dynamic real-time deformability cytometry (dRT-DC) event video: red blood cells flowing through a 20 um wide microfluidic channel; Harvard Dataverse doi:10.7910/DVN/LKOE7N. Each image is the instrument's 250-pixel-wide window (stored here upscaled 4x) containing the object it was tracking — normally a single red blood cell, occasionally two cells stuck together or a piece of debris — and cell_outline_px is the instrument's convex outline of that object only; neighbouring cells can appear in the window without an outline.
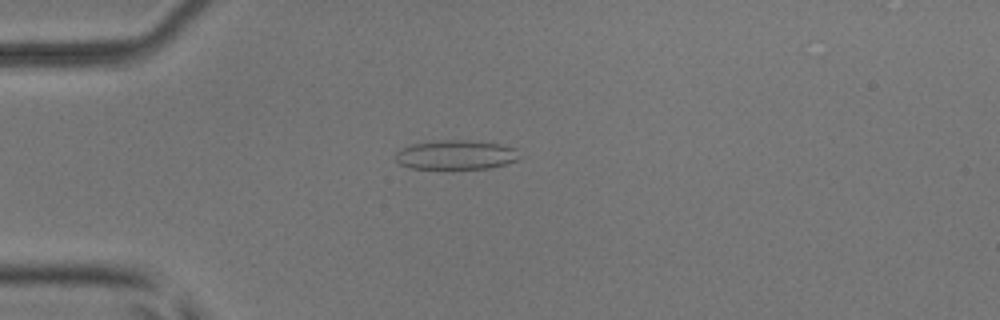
{"species": "common noctule bat (a hibernating species)", "species_latin": "Nyctalus noctula", "temperature_condition": "room temperature", "stored_images_in_passage": 5, "camera_frame_rate_fps": 3000, "um_per_image_px": 0.085, "animal": {"sex": "male", "body_mass_g": 17.9, "forearm_length_mm": 54.2}, "frame": {"image": 1, "passage_image": 3, "time_ms": 0.667, "image_size_px": [1000, 320], "cell_outline_px": [[520, 156], [516, 160], [492, 168], [412, 168], [400, 164], [396, 160], [396, 152], [400, 148], [412, 144], [436, 140], [468, 140], [500, 144], [516, 148]], "centroid_in_image_um": [38.75, 13.15], "position_along_channel_um": 46.3, "area_um2": 21.1}}
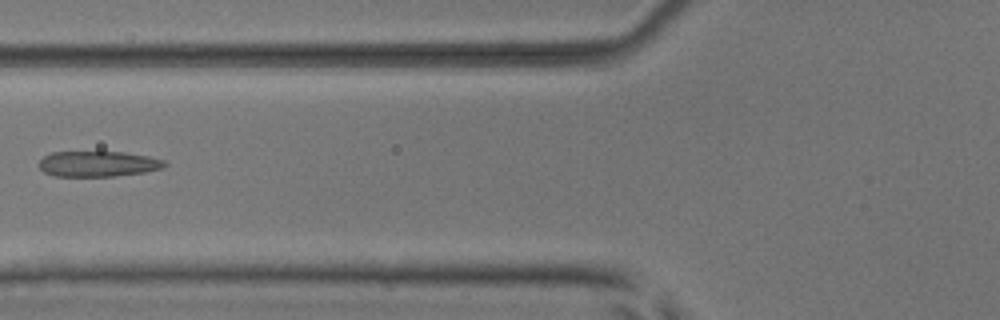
{"frame": {"image": 2, "passage_image": 5, "time_ms": 1.333, "image_size_px": [1000, 320], "cell_outline_px": [[168, 164], [160, 168], [144, 172], [112, 176], [56, 176], [44, 172], [40, 168], [40, 160], [44, 156], [52, 152], [124, 152], [148, 156], [164, 160]], "centroid_in_image_um": [8.33, 13.92], "position_along_channel_um": 117.5, "area_um2": 18.5}}